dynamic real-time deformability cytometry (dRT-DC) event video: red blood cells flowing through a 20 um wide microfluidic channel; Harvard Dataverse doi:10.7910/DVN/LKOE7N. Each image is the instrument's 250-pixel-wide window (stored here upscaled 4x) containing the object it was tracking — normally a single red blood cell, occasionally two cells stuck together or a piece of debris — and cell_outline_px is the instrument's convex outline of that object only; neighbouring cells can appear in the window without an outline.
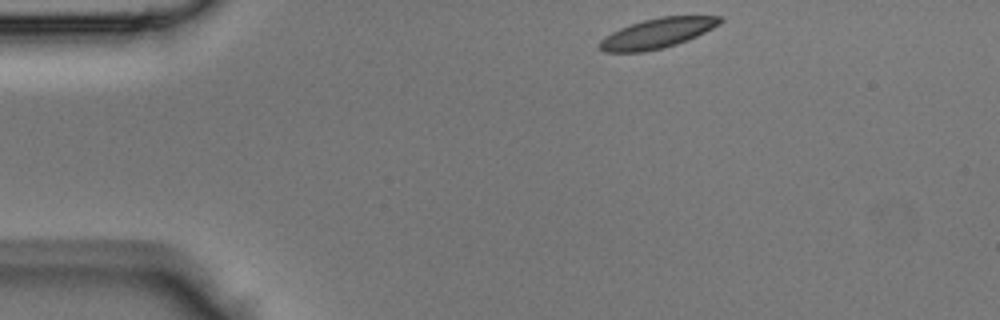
{"species": "Egyptian fruit bat (a non-hibernating species)", "species_latin": "Rousettus aegyptiacus", "temperature_condition": "room temperature", "stored_images_in_passage": 38, "camera_frame_rate_fps": 3000, "um_per_image_px": 0.085, "animal": {"sex": "male"}, "frame": {"image": 1, "passage_image": 1, "time_ms": 0.0, "image_size_px": [1000, 320], "cell_outline_px": [[724, 20], [720, 24], [696, 36], [676, 44], [664, 48], [644, 52], [604, 52], [596, 44], [600, 40], [612, 32], [620, 28], [644, 20], [660, 16], [720, 16]], "centroid_in_image_um": [55.85, 2.83], "position_along_channel_um": 29.2, "area_um2": 20.87}}
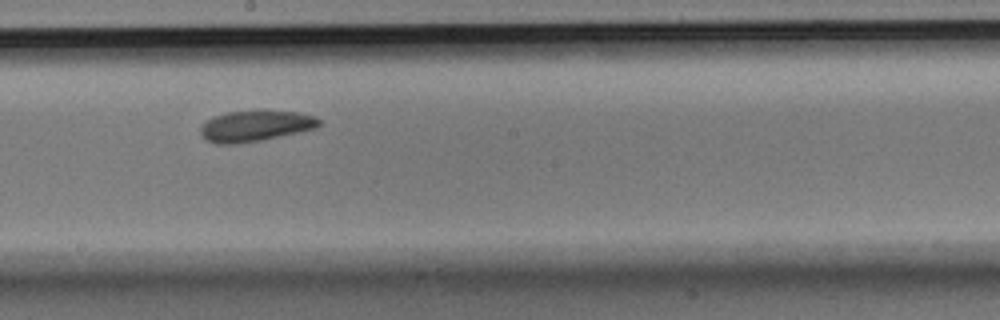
{"frame": {"image": 2, "passage_image": 18, "time_ms": 5.667, "image_size_px": [1000, 320], "cell_outline_px": [[320, 124], [316, 128], [280, 136], [260, 140], [236, 144], [216, 144], [204, 140], [200, 136], [200, 128], [212, 116], [228, 112], [260, 108], [300, 112], [316, 116], [320, 120]], "centroid_in_image_um": [21.7, 10.67], "position_along_channel_um": 226.5, "area_um2": 22.08}}
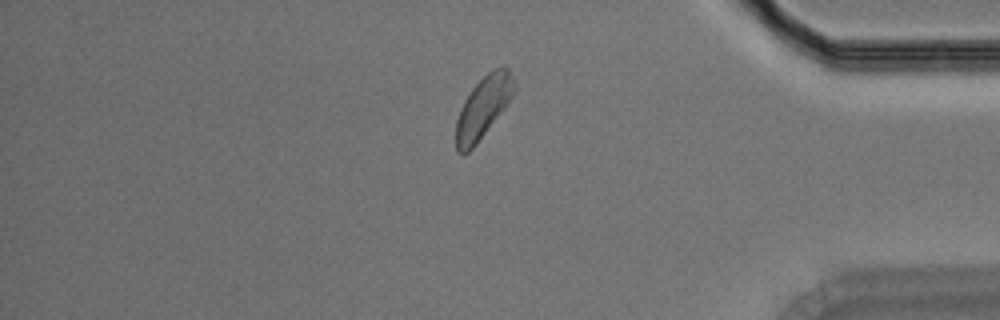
{"frame": {"image": 3, "passage_image": 31, "time_ms": 10.0, "image_size_px": [1000, 320], "cell_outline_px": [[516, 92], [508, 104], [476, 144], [468, 152], [456, 152], [456, 120], [460, 108], [464, 100], [472, 88], [488, 72], [496, 68], [508, 68], [516, 80]], "centroid_in_image_um": [41.1, 9.1], "position_along_channel_um": 394.1, "area_um2": 20.87}}